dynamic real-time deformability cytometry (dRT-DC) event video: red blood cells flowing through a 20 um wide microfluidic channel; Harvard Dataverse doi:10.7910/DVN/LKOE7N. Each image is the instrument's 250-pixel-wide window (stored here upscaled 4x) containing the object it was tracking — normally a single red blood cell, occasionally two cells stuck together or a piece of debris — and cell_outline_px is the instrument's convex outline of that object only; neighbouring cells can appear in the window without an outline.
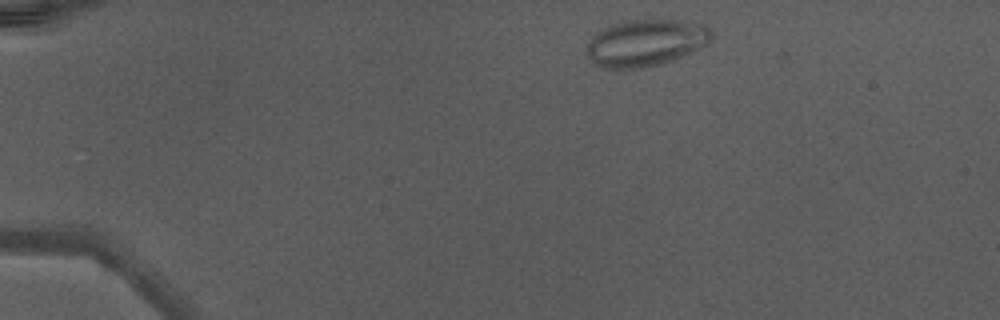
{"species": "Egyptian fruit bat (a non-hibernating species)", "species_latin": "Rousettus aegyptiacus", "temperature_condition": "warm", "stored_images_in_passage": 11, "camera_frame_rate_fps": 3000, "um_per_image_px": 0.085, "animal": {"sex": "male"}, "frame": {"image": 1, "passage_image": 2, "time_ms": 0.333, "image_size_px": [1000, 320], "cell_outline_px": [[712, 36], [704, 44], [672, 60], [660, 64], [644, 68], [600, 68], [588, 56], [584, 48], [592, 36], [600, 28], [624, 20], [676, 20], [704, 24], [712, 32]], "centroid_in_image_um": [54.79, 3.63], "position_along_channel_um": 30.2, "area_um2": 33.81}}